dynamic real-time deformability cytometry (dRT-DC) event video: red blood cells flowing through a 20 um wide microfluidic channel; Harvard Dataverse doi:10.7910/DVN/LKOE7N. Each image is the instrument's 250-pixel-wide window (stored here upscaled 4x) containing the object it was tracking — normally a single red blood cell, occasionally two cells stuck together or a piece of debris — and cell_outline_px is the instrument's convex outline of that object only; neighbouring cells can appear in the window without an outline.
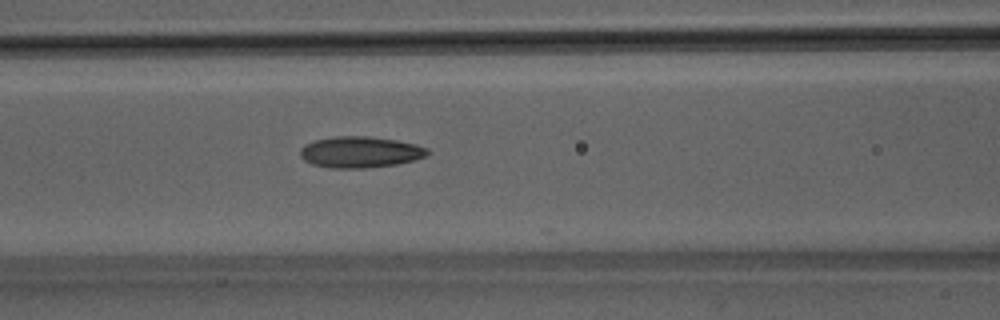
{"species": "Egyptian fruit bat (a non-hibernating species)", "species_latin": "Rousettus aegyptiacus", "temperature_condition": "room temperature", "stored_images_in_passage": 27, "camera_frame_rate_fps": 3000, "um_per_image_px": 0.085, "animal": {"sex": "male"}, "frame": {"image": 1, "passage_image": 22, "time_ms": 7.0, "image_size_px": [1000, 320], "cell_outline_px": [[428, 152], [424, 156], [412, 160], [396, 164], [364, 168], [328, 168], [312, 164], [304, 160], [300, 156], [300, 148], [316, 140], [332, 136], [368, 136], [396, 140], [416, 144], [428, 148]], "centroid_in_image_um": [30.58, 12.92], "position_along_channel_um": 136.0, "area_um2": 23.0}}